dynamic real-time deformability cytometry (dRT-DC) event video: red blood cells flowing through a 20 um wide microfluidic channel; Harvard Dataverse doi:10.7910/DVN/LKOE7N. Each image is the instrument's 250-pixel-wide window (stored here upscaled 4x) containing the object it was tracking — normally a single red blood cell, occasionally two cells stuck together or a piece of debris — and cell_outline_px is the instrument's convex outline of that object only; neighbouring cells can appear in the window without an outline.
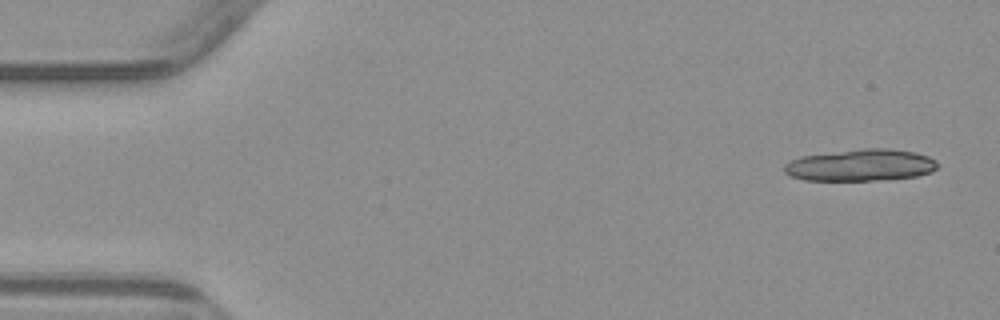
{"species": "common noctule bat (a hibernating species)", "species_latin": "Nyctalus noctula", "temperature_condition": "warm", "stored_images_in_passage": 4, "camera_frame_rate_fps": 3000, "um_per_image_px": 0.085, "animal": {"sex": "male", "body_mass_g": 23.1, "forearm_length_mm": 52.7}, "frame": {"image": 1, "passage_image": 1, "time_ms": 0.0, "image_size_px": [1000, 320], "cell_outline_px": [[936, 168], [932, 172], [916, 176], [888, 180], [804, 180], [792, 176], [784, 172], [784, 164], [788, 160], [804, 156], [864, 148], [884, 148], [912, 152], [928, 156], [936, 160]], "centroid_in_image_um": [73.15, 14.05], "position_along_channel_um": 11.8, "area_um2": 28.26}}